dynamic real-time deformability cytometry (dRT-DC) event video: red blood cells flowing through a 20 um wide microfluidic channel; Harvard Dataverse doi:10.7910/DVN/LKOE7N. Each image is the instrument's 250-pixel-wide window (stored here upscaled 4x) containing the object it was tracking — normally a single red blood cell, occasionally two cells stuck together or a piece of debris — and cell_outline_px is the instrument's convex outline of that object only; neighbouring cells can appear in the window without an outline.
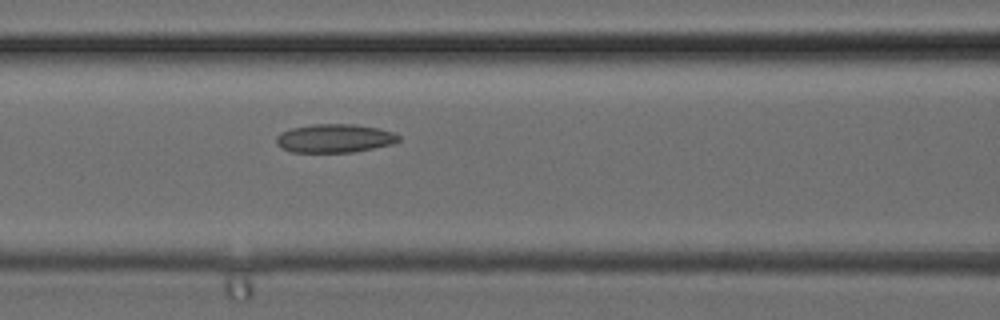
{"species": "common noctule bat (a hibernating species)", "species_latin": "Nyctalus noctula", "temperature_condition": "cold", "stored_images_in_passage": 5, "camera_frame_rate_fps": 3000, "um_per_image_px": 0.085, "animal": {"sex": "female", "body_mass_g": 24.6, "forearm_length_mm": 56.2}, "frame": {"image": 1, "passage_image": 4, "time_ms": 1.0, "image_size_px": [1000, 320], "cell_outline_px": [[400, 140], [392, 144], [352, 152], [292, 152], [280, 148], [276, 144], [276, 136], [280, 132], [292, 128], [312, 124], [356, 124], [376, 128], [392, 132], [400, 136]], "centroid_in_image_um": [28.4, 11.75], "position_along_channel_um": 138.2, "area_um2": 20.35}}